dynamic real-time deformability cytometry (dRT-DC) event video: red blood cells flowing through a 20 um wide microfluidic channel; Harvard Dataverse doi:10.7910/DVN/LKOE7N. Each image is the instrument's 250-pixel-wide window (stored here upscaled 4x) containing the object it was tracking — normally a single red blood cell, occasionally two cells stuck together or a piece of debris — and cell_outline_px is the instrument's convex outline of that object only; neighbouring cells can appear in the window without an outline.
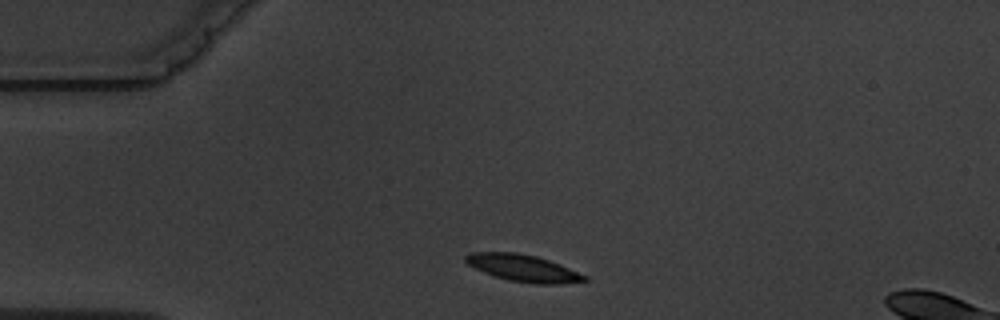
{"species": "common noctule bat (a hibernating species)", "species_latin": "Nyctalus noctula", "temperature_condition": "warm", "stored_images_in_passage": 3, "camera_frame_rate_fps": 3000, "um_per_image_px": 0.085, "animal": {"sex": "male", "body_mass_g": 19.5, "forearm_length_mm": 54.6}, "frame": {"image": 1, "passage_image": 1, "time_ms": 0.0, "image_size_px": [1000, 320], "cell_outline_px": [[588, 280], [560, 284], [536, 284], [508, 280], [484, 272], [468, 264], [464, 260], [464, 256], [472, 252], [516, 252], [536, 256], [560, 264], [588, 276]], "centroid_in_image_um": [44.48, 22.78], "position_along_channel_um": 40.5, "area_um2": 18.55}}
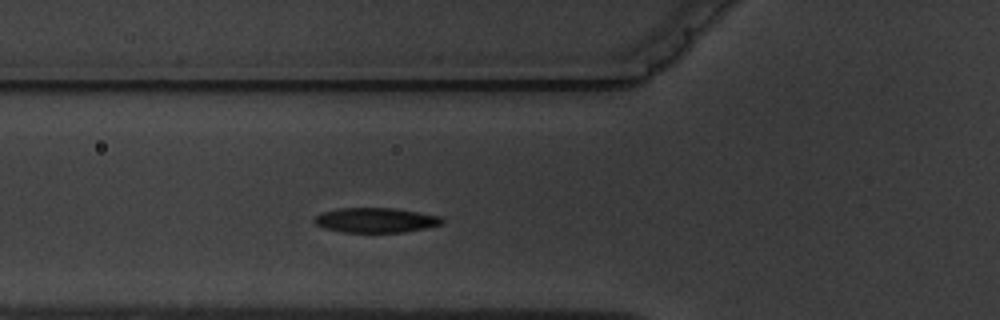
{"frame": {"image": 2, "passage_image": 3, "time_ms": 2.333, "image_size_px": [1000, 320], "cell_outline_px": [[444, 220], [440, 224], [428, 228], [404, 232], [344, 232], [324, 228], [316, 224], [312, 220], [320, 212], [340, 208], [396, 208], [444, 216]], "centroid_in_image_um": [31.97, 18.7], "position_along_channel_um": 93.8, "area_um2": 18.67}}